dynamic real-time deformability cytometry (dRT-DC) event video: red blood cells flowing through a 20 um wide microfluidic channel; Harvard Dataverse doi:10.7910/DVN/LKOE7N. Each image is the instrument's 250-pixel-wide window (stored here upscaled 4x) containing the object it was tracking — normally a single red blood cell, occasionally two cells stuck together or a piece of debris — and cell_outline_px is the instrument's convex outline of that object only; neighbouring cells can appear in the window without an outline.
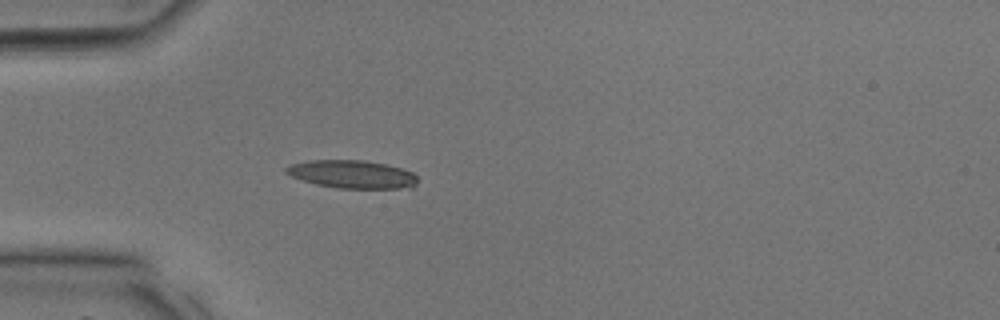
{"species": "common noctule bat (a hibernating species)", "species_latin": "Nyctalus noctula", "temperature_condition": "room temperature", "stored_images_in_passage": 22, "camera_frame_rate_fps": 3000, "um_per_image_px": 0.085, "animal": {"sex": "male", "body_mass_g": 17.9, "forearm_length_mm": 54.2}, "frame": {"image": 1, "passage_image": 3, "time_ms": 0.667, "image_size_px": [1000, 320], "cell_outline_px": [[416, 184], [412, 188], [340, 188], [316, 184], [292, 176], [284, 172], [284, 168], [292, 164], [312, 160], [364, 160], [384, 164], [400, 168], [412, 172], [416, 176]], "centroid_in_image_um": [29.94, 14.81], "position_along_channel_um": 55.1, "area_um2": 21.21}}
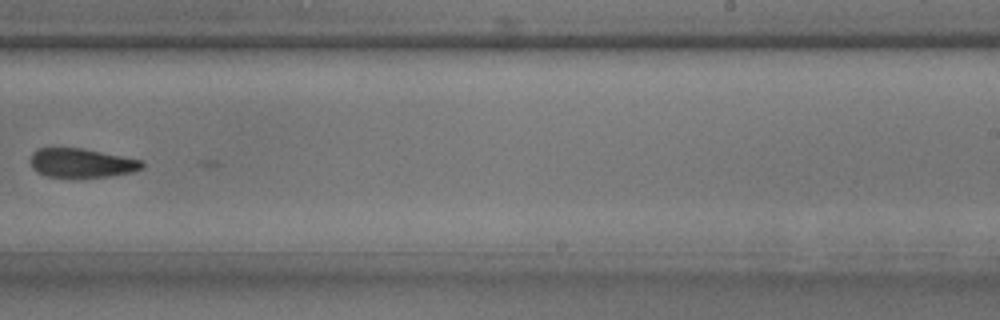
{"frame": {"image": 2, "passage_image": 15, "time_ms": 4.667, "image_size_px": [1000, 320], "cell_outline_px": [[144, 164], [140, 168], [132, 172], [108, 176], [48, 176], [36, 172], [32, 168], [28, 160], [32, 152], [36, 148], [84, 148], [140, 160]], "centroid_in_image_um": [6.84, 13.83], "position_along_channel_um": 282.2, "area_um2": 18.67}}